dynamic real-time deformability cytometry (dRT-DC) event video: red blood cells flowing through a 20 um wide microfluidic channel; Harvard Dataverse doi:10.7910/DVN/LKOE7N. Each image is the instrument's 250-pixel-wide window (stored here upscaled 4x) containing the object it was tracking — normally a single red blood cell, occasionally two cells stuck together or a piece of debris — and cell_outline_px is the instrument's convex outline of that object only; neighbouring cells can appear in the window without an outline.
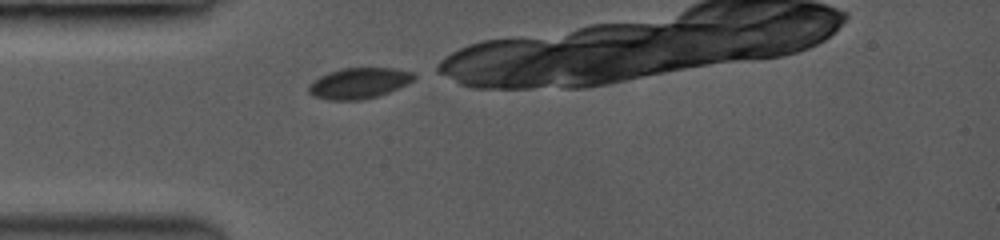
{"species": "common noctule bat (a hibernating species)", "species_latin": "Nyctalus noctula", "temperature_condition": "room temperature", "stored_images_in_passage": 13, "camera_frame_rate_fps": 3500, "um_per_image_px": 0.085, "animal": {"sex": "female", "body_mass_g": 19.0, "forearm_length_mm": 53.3}, "frame": {"image": 1, "passage_image": 1, "time_ms": 0.0, "image_size_px": [1000, 240], "cell_outline_px": [[416, 76], [412, 80], [388, 92], [376, 96], [356, 100], [332, 100], [316, 96], [308, 92], [308, 88], [320, 76], [344, 68], [392, 68], [412, 72]], "centroid_in_image_um": [30.52, 7.06], "position_along_channel_um": 54.5, "area_um2": 18.15}}
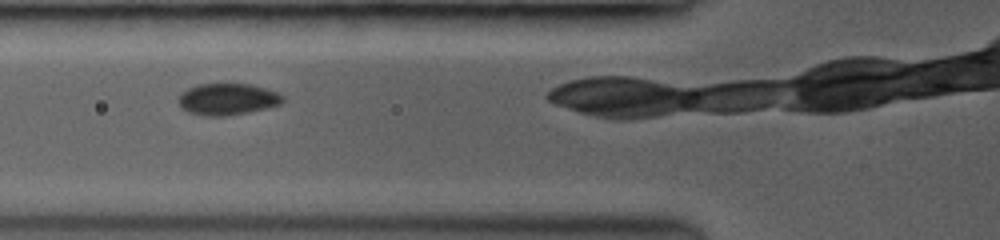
{"frame": {"image": 2, "passage_image": 6, "time_ms": 1.429, "image_size_px": [1000, 240], "cell_outline_px": [[284, 100], [280, 104], [264, 108], [224, 116], [208, 116], [192, 112], [184, 108], [180, 104], [180, 96], [188, 88], [196, 84], [248, 84], [264, 88], [276, 92]], "centroid_in_image_um": [19.34, 8.41], "position_along_channel_um": 106.5, "area_um2": 18.44}}